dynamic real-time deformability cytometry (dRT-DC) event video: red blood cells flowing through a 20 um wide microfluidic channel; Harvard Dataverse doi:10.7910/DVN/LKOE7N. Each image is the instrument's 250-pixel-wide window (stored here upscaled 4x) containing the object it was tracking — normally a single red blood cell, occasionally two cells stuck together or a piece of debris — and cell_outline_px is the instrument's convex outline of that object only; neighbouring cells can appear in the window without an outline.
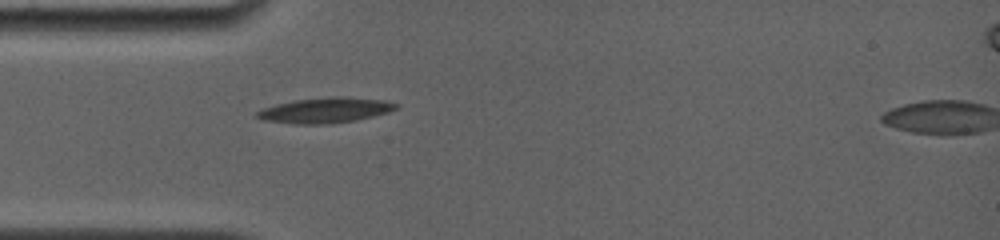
{"species": "common noctule bat (a hibernating species)", "species_latin": "Nyctalus noctula", "temperature_condition": "room temperature", "stored_images_in_passage": 26, "camera_frame_rate_fps": 4000, "um_per_image_px": 0.085, "animal": {"sex": "female", "body_mass_g": 19.0, "forearm_length_mm": 56.7}, "frame": {"image": 1, "passage_image": 1, "time_ms": 0.0, "image_size_px": [1000, 240], "cell_outline_px": [[400, 108], [388, 112], [356, 120], [332, 124], [292, 124], [264, 120], [256, 116], [256, 112], [264, 108], [276, 104], [292, 100], [332, 96], [340, 96], [384, 100], [396, 104]], "centroid_in_image_um": [27.64, 9.37], "position_along_channel_um": 57.4, "area_um2": 20.58}}
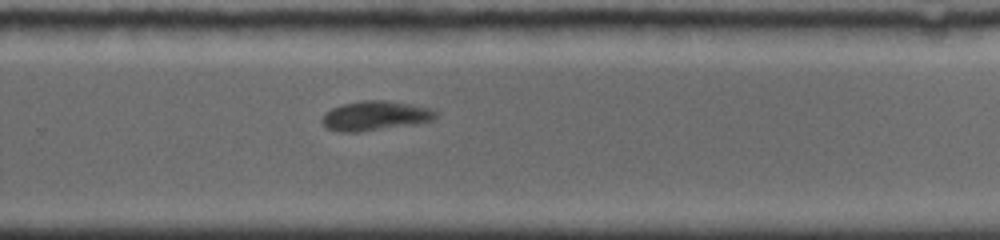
{"frame": {"image": 2, "passage_image": 14, "time_ms": 6.5, "image_size_px": [1000, 240], "cell_outline_px": [[436, 120], [416, 124], [360, 132], [340, 132], [328, 128], [320, 120], [332, 108], [340, 104], [360, 100], [384, 100], [412, 104], [428, 108], [436, 112]], "centroid_in_image_um": [31.91, 9.84], "position_along_channel_um": 297.9, "area_um2": 19.59}}
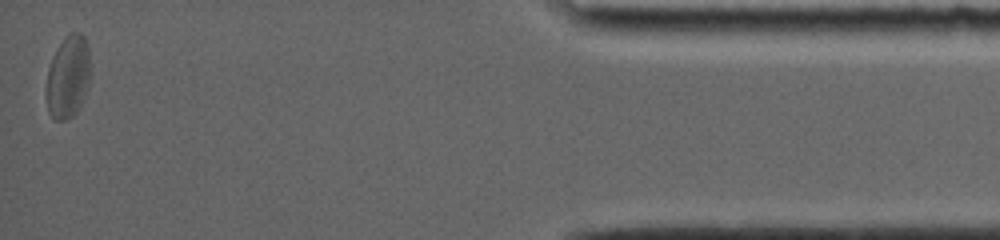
{"frame": {"image": 3, "passage_image": 26, "time_ms": 11.75, "image_size_px": [1000, 240], "cell_outline_px": [[92, 72], [80, 108], [72, 116], [64, 120], [56, 120], [48, 112], [44, 92], [48, 68], [52, 56], [60, 44], [72, 32], [80, 32], [84, 36], [88, 48]], "centroid_in_image_um": [5.78, 6.56], "position_along_channel_um": 429.4, "area_um2": 21.62}, "authors_computed_cell_mechanics": {"area_um2": 20.23, "velocity_mm_per_s": 3.74, "shape_relaxation_time_tau1_ms": 7.9086, "shape_relaxation_time_tau2_ms": 2.7254, "deformation_change_tau1": 0.183, "deformation_change_tau2": 0.0658}}